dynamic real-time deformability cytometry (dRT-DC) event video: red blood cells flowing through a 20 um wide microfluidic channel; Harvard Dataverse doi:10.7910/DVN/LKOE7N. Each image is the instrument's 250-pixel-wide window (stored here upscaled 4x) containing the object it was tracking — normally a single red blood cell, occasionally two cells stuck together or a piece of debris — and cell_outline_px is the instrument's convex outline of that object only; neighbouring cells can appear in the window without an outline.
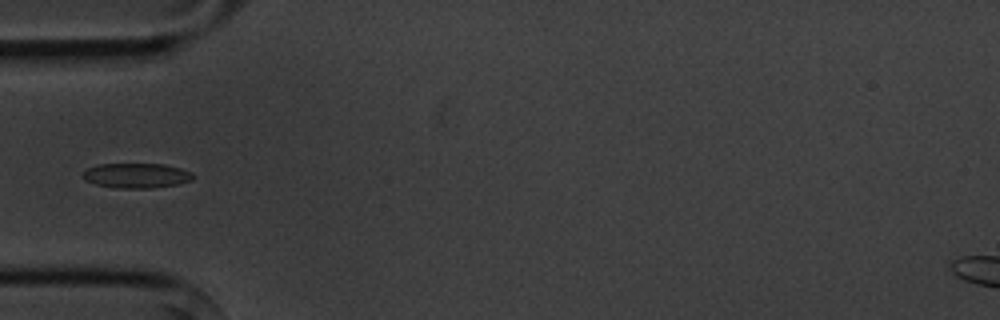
{"species": "common noctule bat (a hibernating species)", "species_latin": "Nyctalus noctula", "temperature_condition": "cold", "stored_images_in_passage": 6, "camera_frame_rate_fps": 3000, "um_per_image_px": 0.085, "animal": {"sex": "male", "body_mass_g": 20.1, "forearm_length_mm": 53.5}, "frame": {"image": 1, "passage_image": 6, "time_ms": 5.667, "image_size_px": [1000, 320], "cell_outline_px": [[196, 176], [192, 180], [176, 184], [152, 188], [112, 188], [96, 184], [84, 180], [84, 172], [88, 168], [100, 164], [164, 164], [180, 168], [192, 172]], "centroid_in_image_um": [11.63, 14.93], "position_along_channel_um": 73.4, "area_um2": 15.95}}